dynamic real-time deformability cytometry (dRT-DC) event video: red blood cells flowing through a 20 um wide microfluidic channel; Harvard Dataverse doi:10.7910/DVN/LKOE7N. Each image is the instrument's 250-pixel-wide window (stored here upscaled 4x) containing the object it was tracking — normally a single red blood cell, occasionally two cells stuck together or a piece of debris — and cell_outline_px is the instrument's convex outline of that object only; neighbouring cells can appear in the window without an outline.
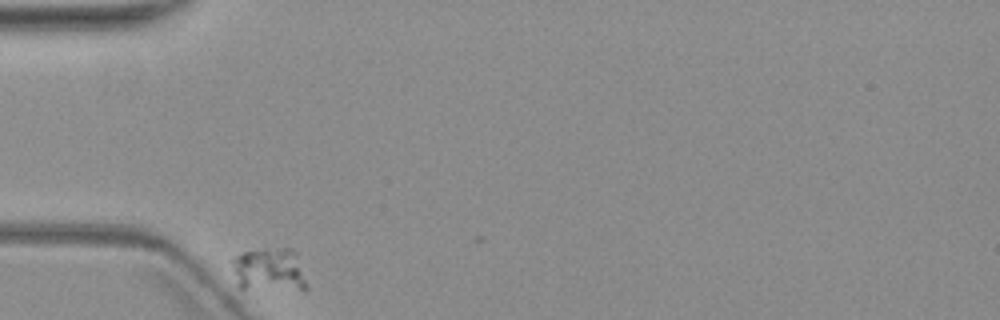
{"species": "common noctule bat (a hibernating species)", "species_latin": "Nyctalus noctula", "temperature_condition": "warm", "stored_images_in_passage": 9, "camera_frame_rate_fps": 3000, "um_per_image_px": 0.085, "animal": {"sex": "female", "body_mass_g": 19.3, "forearm_length_mm": 54.1}, "frame": {"image": 1, "passage_image": 1, "time_ms": 0.0, "image_size_px": [1000, 320], "cell_outline_px": [[308, 288], [304, 292], [240, 288], [236, 284], [232, 268], [232, 256], [244, 252], [276, 248], [292, 248], [296, 252]], "centroid_in_image_um": [22.89, 22.98], "position_along_channel_um": 62.1, "area_um2": 19.59}}
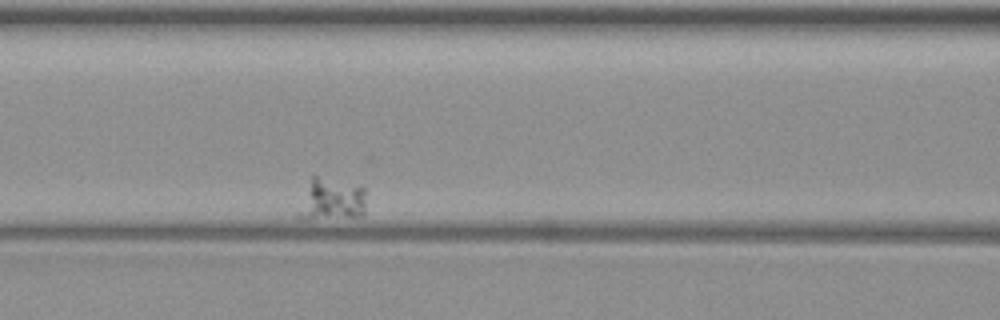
{"frame": {"image": 2, "passage_image": 4, "time_ms": 3.667, "image_size_px": [1000, 320], "cell_outline_px": [[364, 216], [304, 220], [296, 216], [296, 212], [312, 176], [316, 176], [364, 188]], "centroid_in_image_um": [28.12, 17.03], "position_along_channel_um": 138.5, "area_um2": 16.47}}
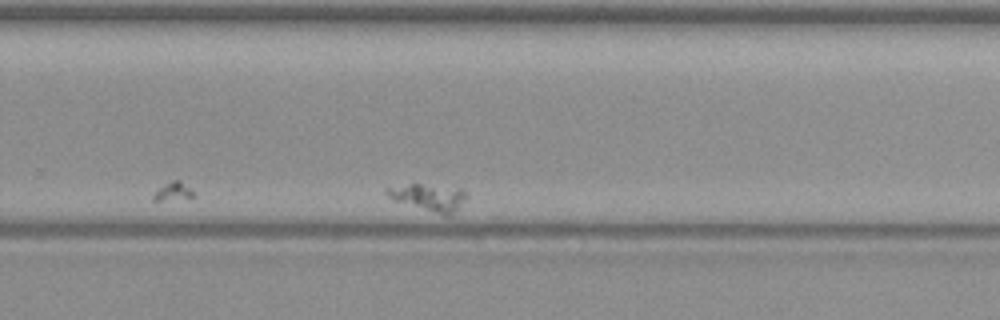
{"frame": {"image": 3, "passage_image": 9, "time_ms": 10.333, "image_size_px": [1000, 320], "cell_outline_px": [[468, 196], [452, 216], [444, 216], [396, 200], [388, 196], [384, 188], [408, 184], [420, 184], [460, 188], [468, 192]], "centroid_in_image_um": [36.53, 16.78], "position_along_channel_um": 293.3, "area_um2": 12.48}}